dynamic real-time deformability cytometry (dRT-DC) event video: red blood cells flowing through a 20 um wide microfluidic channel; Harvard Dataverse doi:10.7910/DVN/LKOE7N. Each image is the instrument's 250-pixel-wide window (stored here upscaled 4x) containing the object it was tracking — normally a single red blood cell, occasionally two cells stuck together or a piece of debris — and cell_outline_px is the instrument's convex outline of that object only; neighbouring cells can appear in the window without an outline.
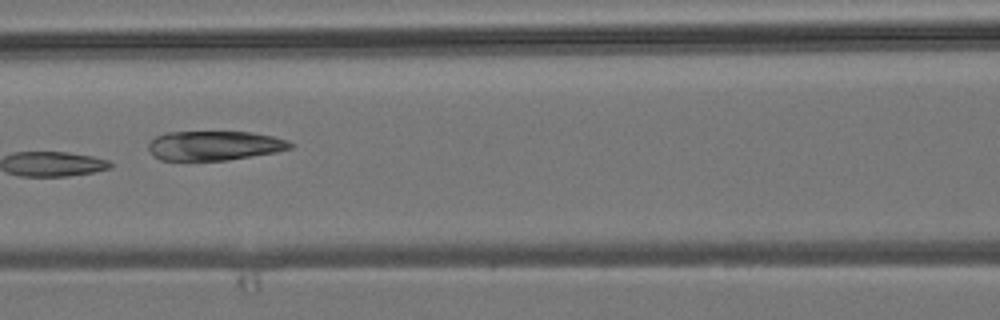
{"species": "common noctule bat (a hibernating species)", "species_latin": "Nyctalus noctula", "temperature_condition": "room temperature", "stored_images_in_passage": 8, "camera_frame_rate_fps": 3000, "um_per_image_px": 0.085, "animal": {"sex": "male", "body_mass_g": 19.2, "forearm_length_mm": 51.8}, "frame": {"image": 1, "passage_image": 7, "time_ms": 7.0, "image_size_px": [1000, 320], "cell_outline_px": [[296, 144], [292, 148], [276, 152], [228, 160], [160, 160], [152, 156], [148, 148], [148, 144], [156, 136], [168, 132], [252, 132], [272, 136], [288, 140]], "centroid_in_image_um": [18.24, 12.38], "position_along_channel_um": 148.4, "area_um2": 24.45}}